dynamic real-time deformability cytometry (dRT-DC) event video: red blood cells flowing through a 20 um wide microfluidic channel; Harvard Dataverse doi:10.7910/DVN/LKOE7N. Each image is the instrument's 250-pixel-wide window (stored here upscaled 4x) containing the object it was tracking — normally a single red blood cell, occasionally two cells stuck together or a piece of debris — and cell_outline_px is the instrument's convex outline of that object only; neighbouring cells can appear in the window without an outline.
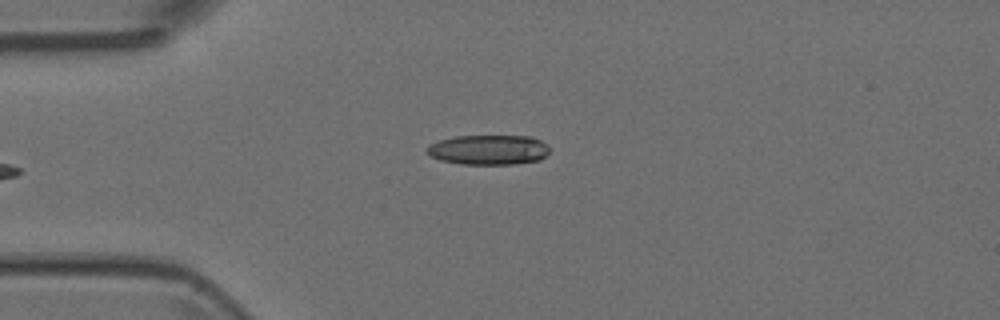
{"species": "Egyptian fruit bat (a non-hibernating species)", "species_latin": "Rousettus aegyptiacus", "temperature_condition": "room temperature", "stored_images_in_passage": 2, "camera_frame_rate_fps": 3000, "um_per_image_px": 0.085, "animal": {"sex": "female"}, "frame": {"image": 1, "passage_image": 2, "time_ms": 0.333, "image_size_px": [1000, 320], "cell_outline_px": [[548, 152], [540, 160], [512, 164], [460, 164], [440, 160], [428, 156], [424, 152], [424, 148], [428, 144], [440, 140], [456, 136], [532, 136], [548, 144]], "centroid_in_image_um": [41.46, 12.73], "position_along_channel_um": 43.5, "area_um2": 21.62}}